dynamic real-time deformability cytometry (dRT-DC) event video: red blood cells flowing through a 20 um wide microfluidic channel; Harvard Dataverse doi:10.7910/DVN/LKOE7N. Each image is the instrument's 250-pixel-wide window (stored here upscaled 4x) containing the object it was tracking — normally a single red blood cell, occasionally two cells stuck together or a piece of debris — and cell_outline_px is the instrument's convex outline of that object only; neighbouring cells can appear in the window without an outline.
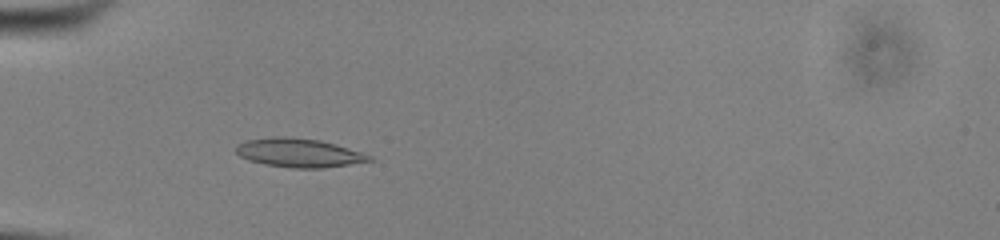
{"species": "common noctule bat (a hibernating species)", "species_latin": "Nyctalus noctula", "temperature_condition": "cold", "stored_images_in_passage": 37, "camera_frame_rate_fps": 3000, "um_per_image_px": 0.085, "animal": {"sex": "male", "body_mass_g": 13.0, "forearm_length_mm": 53.1}, "frame": {"image": 1, "passage_image": 1, "time_ms": 0.0, "image_size_px": [1000, 240], "cell_outline_px": [[376, 160], [324, 168], [288, 168], [264, 164], [240, 156], [236, 152], [236, 144], [248, 140], [272, 136], [288, 136], [320, 140], [336, 144], [372, 156]], "centroid_in_image_um": [25.42, 12.98], "position_along_channel_um": 59.6, "area_um2": 22.43}}
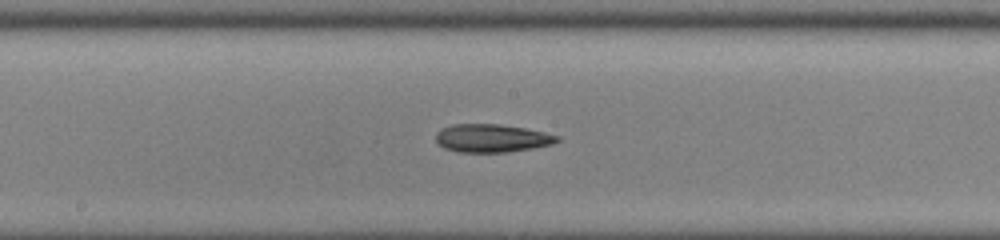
{"frame": {"image": 2, "passage_image": 13, "time_ms": 4.0, "image_size_px": [1000, 240], "cell_outline_px": [[560, 140], [552, 144], [532, 148], [504, 152], [456, 152], [444, 148], [436, 144], [436, 132], [440, 128], [452, 124], [500, 124], [524, 128], [544, 132], [560, 136]], "centroid_in_image_um": [41.75, 11.74], "position_along_channel_um": 206.4, "area_um2": 20.0}}
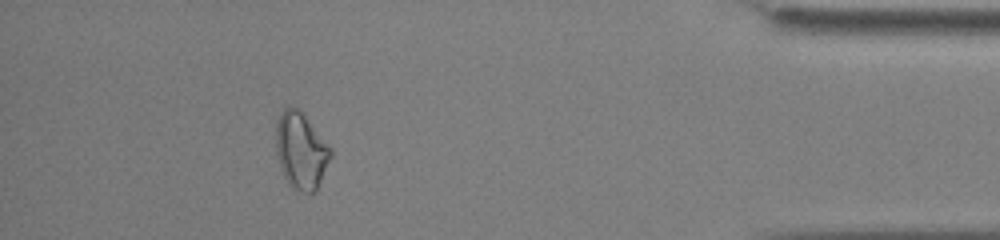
{"frame": {"image": 3, "passage_image": 32, "time_ms": 10.333, "image_size_px": [1000, 240], "cell_outline_px": [[332, 156], [316, 192], [304, 192], [292, 188], [288, 184], [280, 168], [276, 152], [276, 120], [284, 108], [296, 108], [304, 116], [332, 148]], "centroid_in_image_um": [25.58, 12.85], "position_along_channel_um": 409.6, "area_um2": 24.28}, "authors_computed_cell_mechanics": {"area_um2": 20.5768, "velocity_mm_per_s": 3.9045, "shape_relaxation_time_tau1_ms": 9.7203, "shape_relaxation_time_tau2_ms": null, "deformation_change_tau1": 0.1285, "deformation_change_tau2": null}}